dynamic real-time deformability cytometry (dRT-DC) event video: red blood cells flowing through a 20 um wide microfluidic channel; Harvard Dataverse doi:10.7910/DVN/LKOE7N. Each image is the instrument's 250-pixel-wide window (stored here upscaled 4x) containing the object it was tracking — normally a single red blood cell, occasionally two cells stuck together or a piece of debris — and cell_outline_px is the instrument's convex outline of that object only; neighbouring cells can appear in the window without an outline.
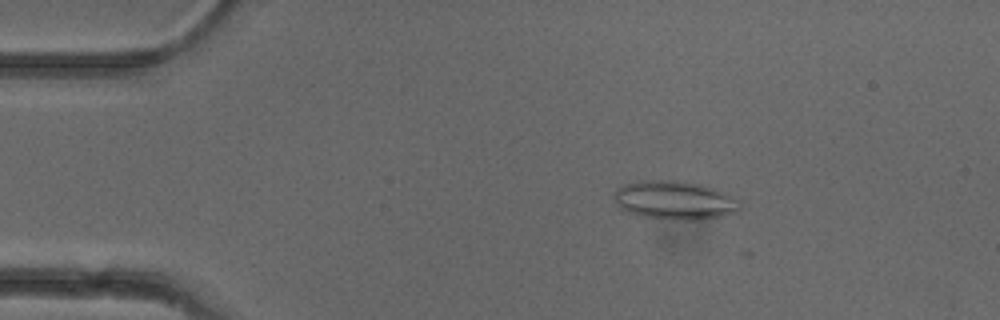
{"species": "common noctule bat (a hibernating species)", "species_latin": "Nyctalus noctula", "temperature_condition": "cold", "stored_images_in_passage": 3, "camera_frame_rate_fps": 3000, "um_per_image_px": 0.085, "animal": {"sex": "female"}, "frame": {"image": 1, "passage_image": 1, "time_ms": 0.0, "image_size_px": [1000, 320], "cell_outline_px": [[740, 212], [724, 216], [700, 220], [672, 220], [644, 216], [628, 212], [620, 208], [616, 200], [616, 188], [624, 184], [640, 180], [672, 180], [704, 184], [724, 192], [740, 200]], "centroid_in_image_um": [57.41, 17.02], "position_along_channel_um": 27.6, "area_um2": 28.61}}